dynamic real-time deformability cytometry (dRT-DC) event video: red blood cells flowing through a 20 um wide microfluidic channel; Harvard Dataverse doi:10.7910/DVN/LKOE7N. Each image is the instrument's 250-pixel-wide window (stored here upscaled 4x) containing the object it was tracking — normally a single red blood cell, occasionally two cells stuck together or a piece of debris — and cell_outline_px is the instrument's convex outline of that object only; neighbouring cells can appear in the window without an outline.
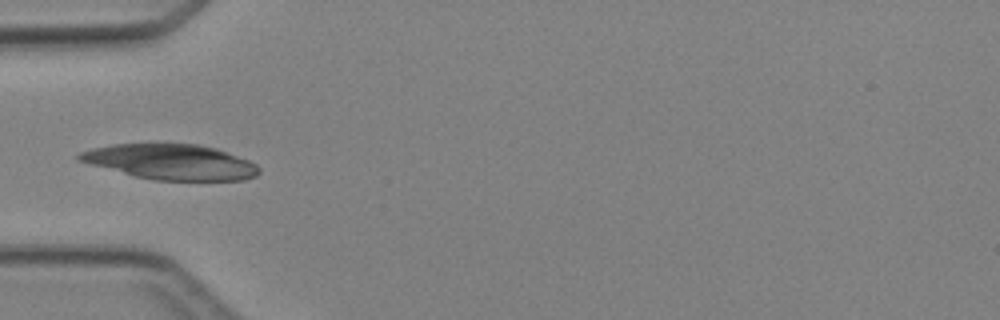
{"species": "Egyptian fruit bat (a non-hibernating species)", "species_latin": "Rousettus aegyptiacus", "temperature_condition": "cold", "stored_images_in_passage": 6, "camera_frame_rate_fps": 3000, "um_per_image_px": 0.085, "animal": {"sex": "female"}, "frame": {"image": 1, "passage_image": 5, "time_ms": 4.667, "image_size_px": [1000, 320], "cell_outline_px": [[260, 172], [256, 176], [244, 180], [152, 180], [88, 164], [76, 160], [76, 156], [80, 152], [92, 148], [112, 144], [200, 144], [216, 148], [248, 160], [256, 164], [260, 168]], "centroid_in_image_um": [14.51, 13.76], "position_along_channel_um": 70.5, "area_um2": 36.93}}
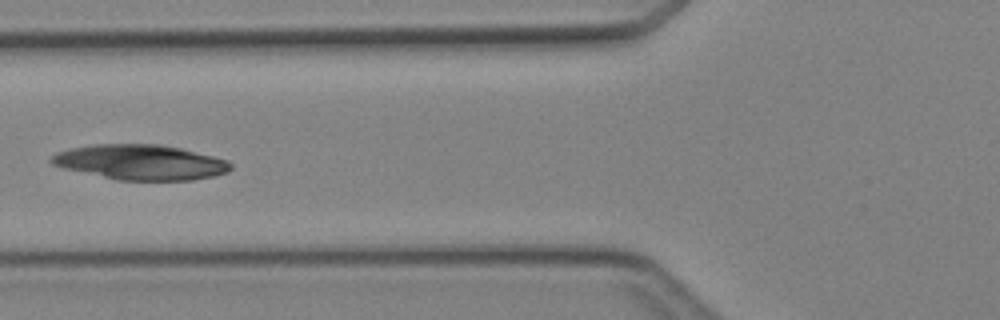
{"frame": {"image": 2, "passage_image": 6, "time_ms": 5.667, "image_size_px": [1000, 320], "cell_outline_px": [[232, 168], [228, 172], [216, 176], [192, 180], [116, 180], [64, 168], [52, 164], [48, 160], [56, 152], [72, 148], [96, 144], [160, 144], [180, 148], [228, 160], [232, 164]], "centroid_in_image_um": [11.96, 13.79], "position_along_channel_um": 113.8, "area_um2": 36.7}}